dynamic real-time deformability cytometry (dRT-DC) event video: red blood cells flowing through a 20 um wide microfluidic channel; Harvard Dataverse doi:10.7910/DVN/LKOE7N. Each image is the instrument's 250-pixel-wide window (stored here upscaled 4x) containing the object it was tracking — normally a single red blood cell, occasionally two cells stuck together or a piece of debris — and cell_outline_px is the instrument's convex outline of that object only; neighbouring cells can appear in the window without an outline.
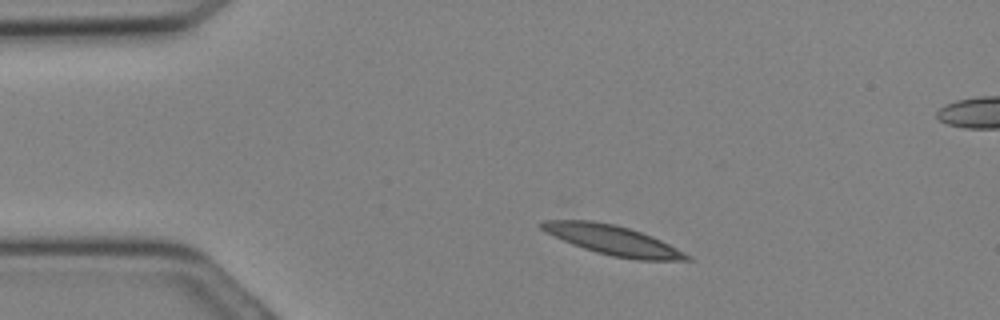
{"species": "Egyptian fruit bat (a non-hibernating species)", "species_latin": "Rousettus aegyptiacus", "temperature_condition": "cold", "stored_images_in_passage": 8, "camera_frame_rate_fps": 3000, "um_per_image_px": 0.085, "animal": {"sex": "female"}, "frame": {"image": 1, "passage_image": 1, "time_ms": 0.0, "image_size_px": [1000, 320], "cell_outline_px": [[692, 260], [636, 260], [612, 256], [596, 252], [572, 244], [540, 228], [540, 220], [592, 220], [616, 224], [652, 236], [692, 256]], "centroid_in_image_um": [52.11, 20.41], "position_along_channel_um": 32.9, "area_um2": 24.8}}
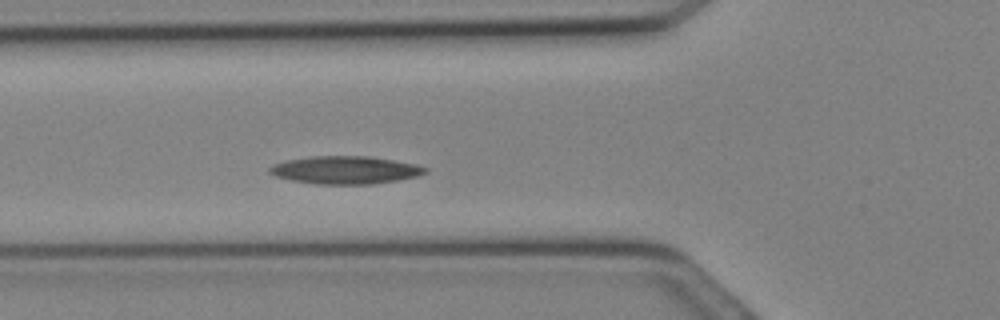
{"frame": {"image": 2, "passage_image": 6, "time_ms": 1.667, "image_size_px": [1000, 320], "cell_outline_px": [[428, 172], [416, 176], [396, 180], [372, 184], [316, 184], [292, 180], [276, 176], [268, 172], [268, 168], [272, 164], [284, 160], [312, 156], [368, 156], [416, 164], [428, 168]], "centroid_in_image_um": [29.31, 14.44], "position_along_channel_um": 96.5, "area_um2": 25.2}}
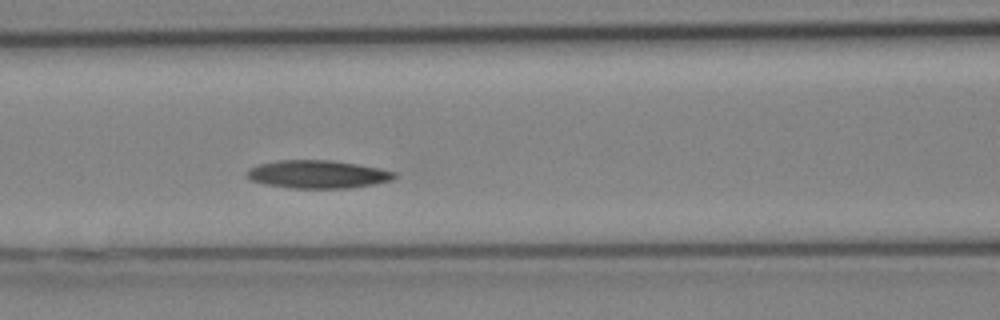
{"frame": {"image": 3, "passage_image": 8, "time_ms": 2.333, "image_size_px": [1000, 320], "cell_outline_px": [[396, 176], [392, 180], [376, 184], [352, 188], [288, 188], [264, 184], [252, 180], [244, 176], [248, 168], [256, 164], [276, 160], [332, 160], [380, 168], [396, 172]], "centroid_in_image_um": [26.97, 14.81], "position_along_channel_um": 139.6, "area_um2": 24.45}}